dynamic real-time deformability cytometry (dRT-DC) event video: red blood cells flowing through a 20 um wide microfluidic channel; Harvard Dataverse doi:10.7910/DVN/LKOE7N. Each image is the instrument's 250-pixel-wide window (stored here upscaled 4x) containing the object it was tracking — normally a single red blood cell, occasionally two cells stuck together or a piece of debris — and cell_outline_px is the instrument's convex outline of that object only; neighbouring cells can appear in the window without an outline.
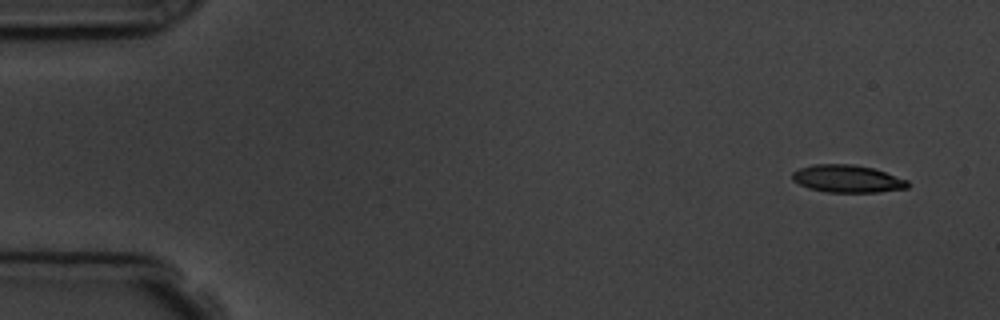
{"species": "common noctule bat (a hibernating species)", "species_latin": "Nyctalus noctula", "temperature_condition": "room temperature", "stored_images_in_passage": 11, "camera_frame_rate_fps": 3000, "um_per_image_px": 0.085, "animal": {"sex": "male", "body_mass_g": 19.5, "forearm_length_mm": 54.6}, "frame": {"image": 1, "passage_image": 1, "time_ms": 0.0, "image_size_px": [1000, 320], "cell_outline_px": [[908, 188], [880, 192], [824, 192], [808, 188], [792, 180], [792, 172], [800, 168], [812, 164], [852, 164], [872, 168], [908, 180]], "centroid_in_image_um": [72.0, 15.2], "position_along_channel_um": 13.0, "area_um2": 18.5}}
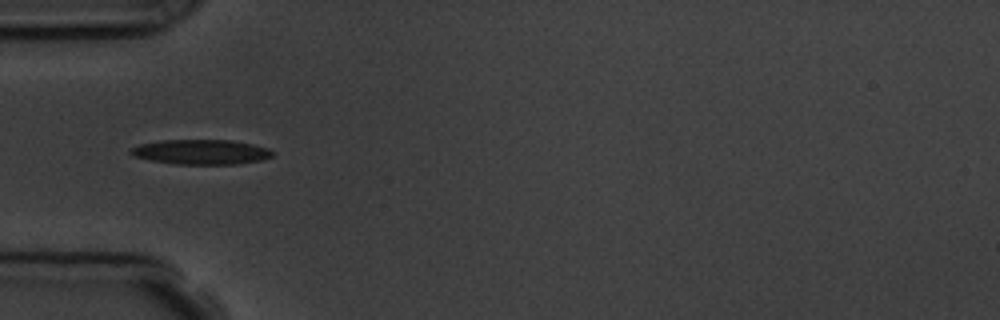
{"frame": {"image": 2, "passage_image": 5, "time_ms": 4.667, "image_size_px": [1000, 320], "cell_outline_px": [[276, 152], [272, 156], [260, 160], [236, 164], [176, 164], [152, 160], [136, 156], [128, 152], [128, 148], [140, 144], [160, 140], [232, 140], [252, 144], [268, 148]], "centroid_in_image_um": [17.1, 12.91], "position_along_channel_um": 67.9, "area_um2": 20.52}}
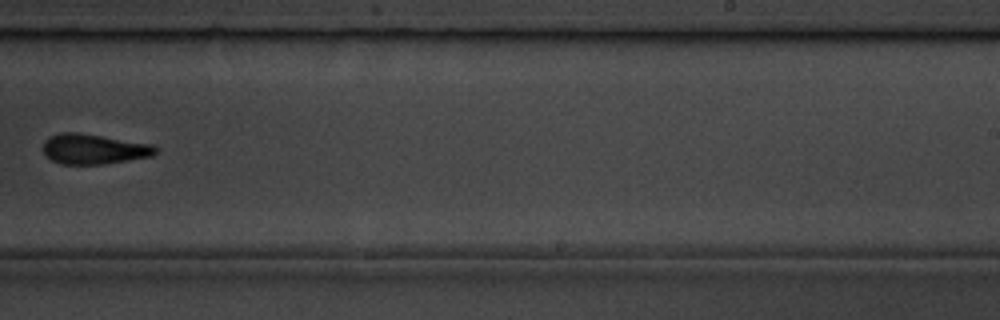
{"frame": {"image": 3, "passage_image": 10, "time_ms": 10.333, "image_size_px": [1000, 320], "cell_outline_px": [[160, 148], [152, 156], [104, 164], [60, 164], [52, 160], [44, 152], [44, 140], [48, 136], [60, 132], [80, 132], [156, 144]], "centroid_in_image_um": [8.02, 12.65], "position_along_channel_um": 281.0, "area_um2": 20.11}}